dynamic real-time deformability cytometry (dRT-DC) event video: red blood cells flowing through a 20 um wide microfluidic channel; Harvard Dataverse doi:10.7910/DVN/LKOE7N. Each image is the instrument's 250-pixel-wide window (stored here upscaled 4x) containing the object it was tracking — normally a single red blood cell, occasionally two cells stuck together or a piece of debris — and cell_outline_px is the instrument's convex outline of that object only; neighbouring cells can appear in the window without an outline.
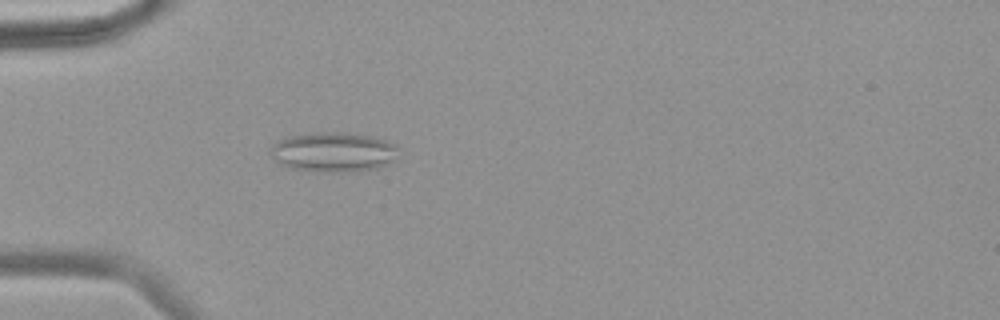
{"species": "common noctule bat (a hibernating species)", "species_latin": "Nyctalus noctula", "temperature_condition": "warm", "stored_images_in_passage": 58, "camera_frame_rate_fps": 3000, "um_per_image_px": 0.085, "animal": {"sex": "female", "body_mass_g": 18.4}, "frame": {"image": 1, "passage_image": 19, "time_ms": 6.0, "image_size_px": [1000, 320], "cell_outline_px": [[400, 148], [392, 160], [388, 164], [376, 168], [336, 172], [316, 172], [288, 168], [280, 164], [268, 152], [268, 148], [280, 140], [288, 136], [316, 132], [344, 132], [372, 136], [396, 144]], "centroid_in_image_um": [28.3, 12.92], "position_along_channel_um": 56.7, "area_um2": 29.77}}
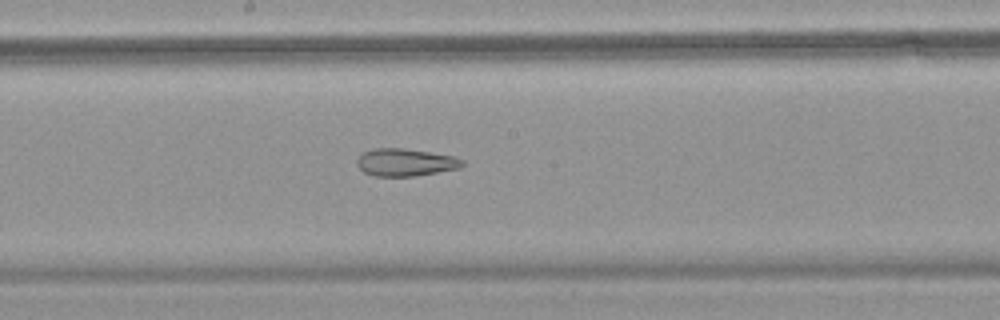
{"frame": {"image": 2, "passage_image": 33, "time_ms": 10.667, "image_size_px": [1000, 320], "cell_outline_px": [[464, 164], [460, 168], [416, 176], [372, 176], [364, 172], [356, 164], [356, 160], [364, 152], [372, 148], [404, 148], [456, 156], [464, 160]], "centroid_in_image_um": [34.47, 13.8], "position_along_channel_um": 213.7, "area_um2": 17.05}}
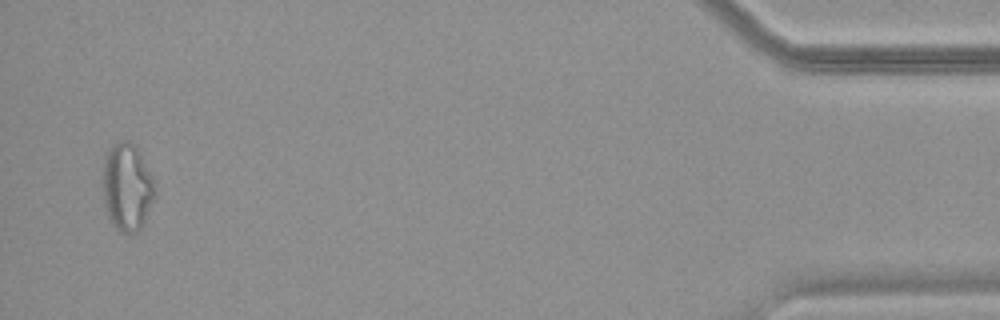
{"frame": {"image": 3, "passage_image": 57, "time_ms": 18.667, "image_size_px": [1000, 320], "cell_outline_px": [[156, 192], [144, 220], [140, 228], [136, 232], [120, 232], [112, 224], [108, 216], [104, 204], [104, 160], [108, 148], [112, 144], [120, 140], [128, 140], [136, 144], [156, 180]], "centroid_in_image_um": [10.83, 15.83], "position_along_channel_um": 424.4, "area_um2": 26.82}, "authors_computed_cell_mechanics": {"area_um2": 24.2182, "velocity_mm_per_s": 3.568, "shape_relaxation_time_tau1_ms": null, "shape_relaxation_time_tau2_ms": 3.6351, "deformation_change_tau1": null, "deformation_change_tau2": 0.1291}}